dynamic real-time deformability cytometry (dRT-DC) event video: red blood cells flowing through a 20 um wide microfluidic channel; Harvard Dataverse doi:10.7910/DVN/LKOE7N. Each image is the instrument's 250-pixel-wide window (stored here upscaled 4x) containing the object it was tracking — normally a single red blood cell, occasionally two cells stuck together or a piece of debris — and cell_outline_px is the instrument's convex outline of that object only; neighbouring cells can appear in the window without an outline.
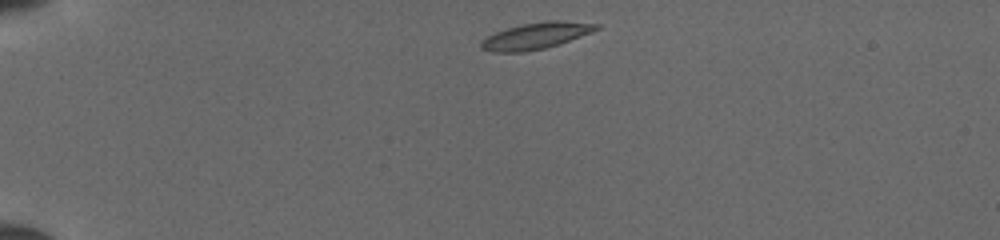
{"species": "common noctule bat (a hibernating species)", "species_latin": "Nyctalus noctula", "temperature_condition": "cold", "stored_images_in_passage": 39, "camera_frame_rate_fps": 3000, "um_per_image_px": 0.085, "animal": {"sex": "female", "body_mass_g": 19.5, "forearm_length_mm": 54.1}, "frame": {"image": 1, "passage_image": 1, "time_ms": 0.0, "image_size_px": [1000, 240], "cell_outline_px": [[600, 28], [592, 32], [560, 44], [544, 48], [524, 52], [492, 52], [480, 48], [480, 40], [496, 32], [508, 28], [524, 24], [548, 20], [556, 20], [600, 24]], "centroid_in_image_um": [45.55, 3.05], "position_along_channel_um": 39.4, "area_um2": 17.69}}
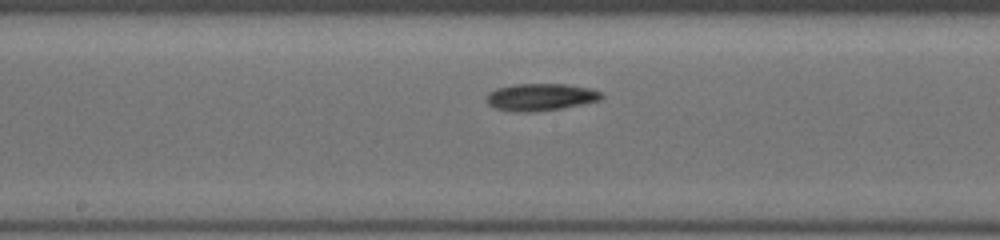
{"frame": {"image": 2, "passage_image": 17, "time_ms": 5.333, "image_size_px": [1000, 240], "cell_outline_px": [[604, 96], [600, 100], [560, 108], [532, 112], [516, 112], [496, 108], [488, 104], [488, 92], [496, 88], [516, 84], [564, 84], [592, 88], [600, 92]], "centroid_in_image_um": [45.95, 8.24], "position_along_channel_um": 202.2, "area_um2": 18.03}}
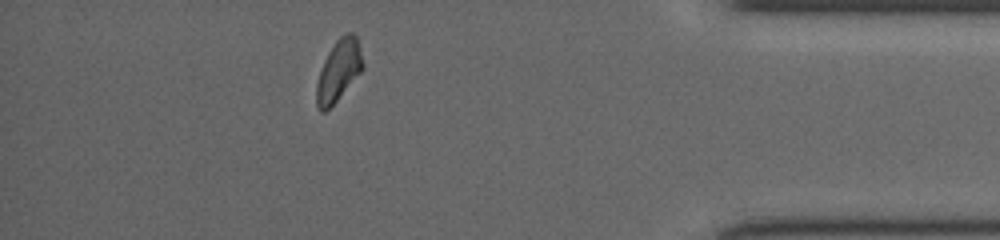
{"frame": {"image": 3, "passage_image": 34, "time_ms": 11.0, "image_size_px": [1000, 240], "cell_outline_px": [[364, 68], [336, 100], [324, 112], [320, 112], [316, 104], [316, 84], [324, 60], [328, 52], [336, 40], [340, 36], [348, 32], [352, 32], [356, 36], [364, 64]], "centroid_in_image_um": [28.78, 5.98], "position_along_channel_um": 406.4, "area_um2": 16.24}}